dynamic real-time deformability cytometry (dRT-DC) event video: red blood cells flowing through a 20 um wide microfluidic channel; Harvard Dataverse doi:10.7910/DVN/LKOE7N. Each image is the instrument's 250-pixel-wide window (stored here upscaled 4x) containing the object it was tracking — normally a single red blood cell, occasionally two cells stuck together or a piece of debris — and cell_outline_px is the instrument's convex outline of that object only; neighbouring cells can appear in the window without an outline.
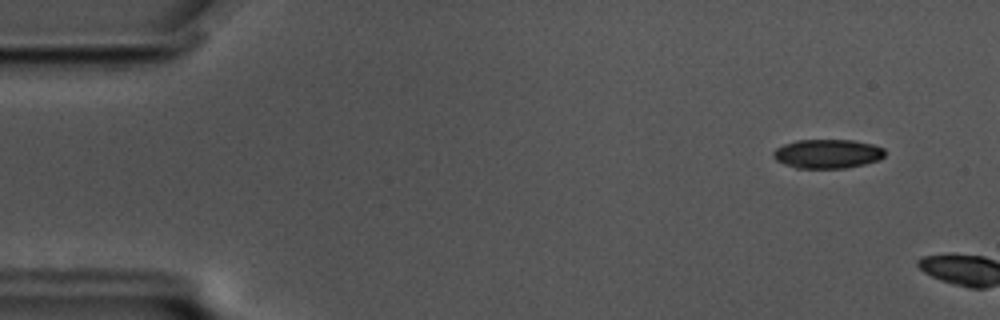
{"species": "common noctule bat (a hibernating species)", "species_latin": "Nyctalus noctula", "temperature_condition": "cold", "stored_images_in_passage": 7, "camera_frame_rate_fps": 3000, "um_per_image_px": 0.085, "animal": {"sex": "male", "body_mass_g": 17.5, "forearm_length_mm": 52.3}, "frame": {"image": 1, "passage_image": 5, "time_ms": 1.333, "image_size_px": [1000, 320], "cell_outline_px": [[884, 156], [876, 160], [864, 164], [844, 168], [796, 168], [784, 164], [776, 160], [772, 156], [772, 152], [776, 148], [784, 144], [796, 140], [852, 140], [872, 144], [884, 148]], "centroid_in_image_um": [70.29, 13.07], "position_along_channel_um": 14.7, "area_um2": 18.84}}